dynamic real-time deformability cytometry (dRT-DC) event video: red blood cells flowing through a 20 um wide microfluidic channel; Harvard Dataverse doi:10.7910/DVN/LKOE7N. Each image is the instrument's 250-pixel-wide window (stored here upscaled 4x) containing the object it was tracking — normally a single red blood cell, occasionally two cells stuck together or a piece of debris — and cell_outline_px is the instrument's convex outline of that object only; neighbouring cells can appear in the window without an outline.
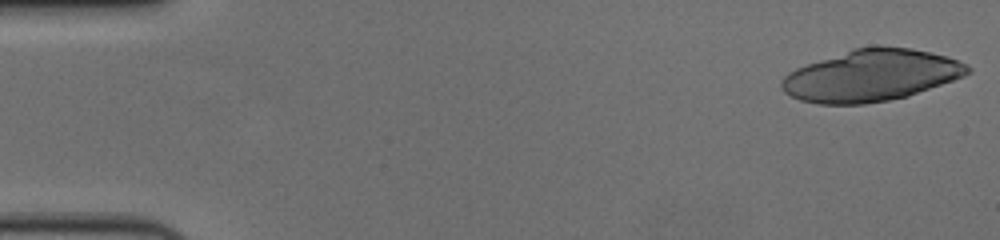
{"species": "human", "species_latin": "Homo sapiens", "temperature_condition": "cold", "stored_images_in_passage": 25, "camera_frame_rate_fps": 3000, "um_per_image_px": 0.085, "donor": {"sex": "female"}, "frame": {"image": 1, "passage_image": 1, "time_ms": 0.0, "image_size_px": [1000, 240], "cell_outline_px": [[972, 72], [964, 76], [908, 96], [888, 100], [864, 104], [816, 104], [800, 100], [784, 92], [780, 88], [780, 80], [788, 72], [796, 68], [852, 48], [872, 44], [880, 44], [912, 48], [944, 56], [968, 64], [972, 68]], "centroid_in_image_um": [74.03, 6.4], "position_along_channel_um": 11.0, "area_um2": 56.41}}